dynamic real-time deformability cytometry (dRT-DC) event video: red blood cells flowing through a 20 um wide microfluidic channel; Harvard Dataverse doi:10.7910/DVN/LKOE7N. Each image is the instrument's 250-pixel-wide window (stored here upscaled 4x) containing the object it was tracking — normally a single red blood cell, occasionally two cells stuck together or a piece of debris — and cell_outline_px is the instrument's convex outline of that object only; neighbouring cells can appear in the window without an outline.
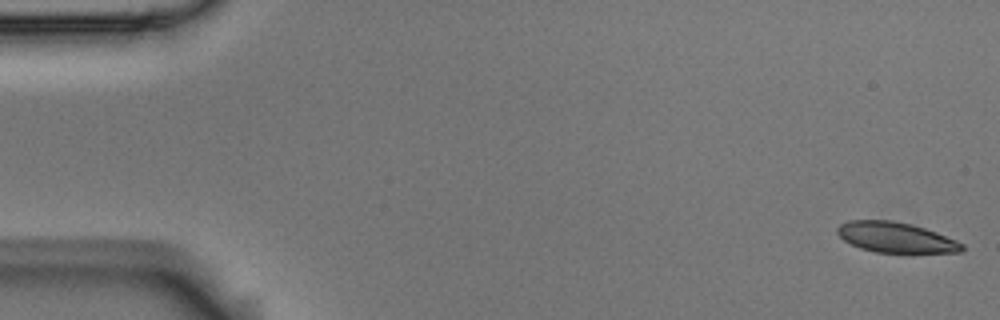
{"species": "Egyptian fruit bat (a non-hibernating species)", "species_latin": "Rousettus aegyptiacus", "temperature_condition": "room temperature", "stored_images_in_passage": 3, "camera_frame_rate_fps": 3000, "um_per_image_px": 0.085, "animal": {"sex": "male"}, "frame": {"image": 1, "passage_image": 1, "time_ms": 0.0, "image_size_px": [1000, 320], "cell_outline_px": [[964, 248], [960, 252], [912, 256], [876, 252], [860, 248], [844, 240], [836, 232], [836, 228], [840, 224], [848, 220], [892, 220], [912, 224], [936, 232], [956, 240], [964, 244]], "centroid_in_image_um": [76.21, 20.23], "position_along_channel_um": 8.8, "area_um2": 23.12}}